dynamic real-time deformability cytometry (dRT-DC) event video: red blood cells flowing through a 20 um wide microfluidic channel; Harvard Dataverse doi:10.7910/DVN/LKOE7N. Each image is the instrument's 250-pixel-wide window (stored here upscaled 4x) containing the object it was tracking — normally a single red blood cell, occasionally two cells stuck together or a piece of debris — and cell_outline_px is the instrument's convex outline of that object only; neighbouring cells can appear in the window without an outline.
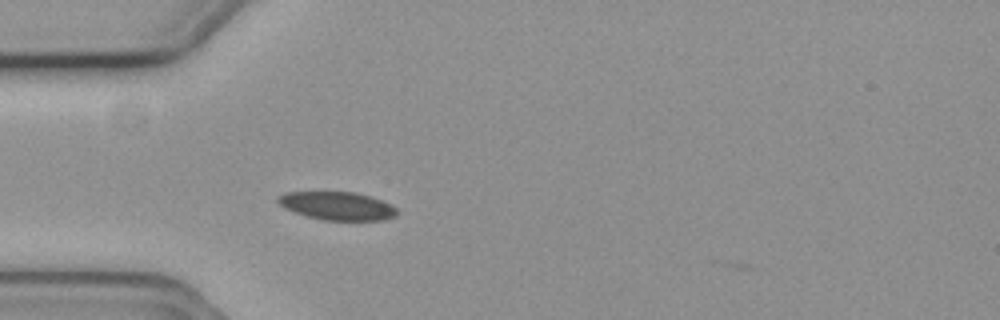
{"species": "common noctule bat (a hibernating species)", "species_latin": "Nyctalus noctula", "temperature_condition": "cold", "stored_images_in_passage": 32, "camera_frame_rate_fps": 3000, "um_per_image_px": 0.085, "animal": {"sex": "female", "body_mass_g": 19.3, "forearm_length_mm": 54.1}, "frame": {"image": 1, "passage_image": 1, "time_ms": 0.0, "image_size_px": [1000, 320], "cell_outline_px": [[400, 212], [396, 216], [384, 220], [324, 220], [308, 216], [284, 208], [276, 200], [276, 196], [284, 192], [356, 192], [372, 196], [392, 204]], "centroid_in_image_um": [28.71, 17.49], "position_along_channel_um": 56.3, "area_um2": 19.77}}
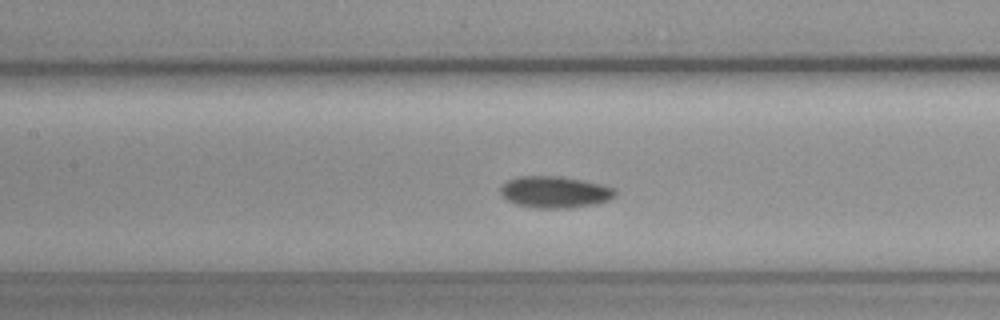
{"frame": {"image": 2, "passage_image": 10, "time_ms": 3.0, "image_size_px": [1000, 320], "cell_outline_px": [[616, 196], [608, 200], [596, 204], [572, 208], [536, 208], [516, 204], [508, 200], [500, 192], [500, 188], [508, 180], [516, 176], [560, 176], [600, 184], [616, 188]], "centroid_in_image_um": [47.18, 16.33], "position_along_channel_um": 160.2, "area_um2": 21.15}}
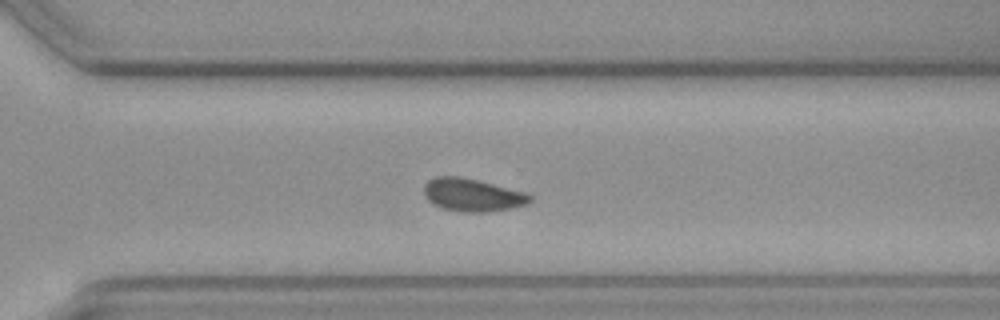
{"frame": {"image": 3, "passage_image": 24, "time_ms": 7.667, "image_size_px": [1000, 320], "cell_outline_px": [[532, 200], [528, 204], [512, 208], [484, 212], [464, 212], [444, 208], [428, 200], [424, 196], [424, 184], [428, 180], [436, 176], [460, 176], [524, 192], [532, 196]], "centroid_in_image_um": [40.14, 16.57], "position_along_channel_um": 330.5, "area_um2": 20.06}, "authors_computed_cell_mechanics": {"area_um2": 20.3167, "velocity_mm_per_s": 3.6524, "shape_relaxation_time_tau1_ms": 7.7464, "shape_relaxation_time_tau2_ms": null, "deformation_change_tau1": 0.098, "deformation_change_tau2": null}}